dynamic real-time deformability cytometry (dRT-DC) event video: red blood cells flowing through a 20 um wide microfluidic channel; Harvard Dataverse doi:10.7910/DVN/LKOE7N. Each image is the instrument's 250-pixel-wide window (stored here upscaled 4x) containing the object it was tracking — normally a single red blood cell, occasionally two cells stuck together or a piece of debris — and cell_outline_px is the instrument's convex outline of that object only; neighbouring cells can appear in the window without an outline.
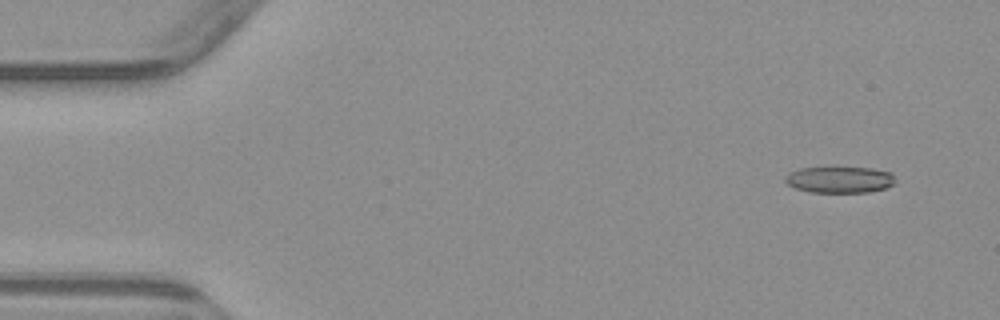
{"species": "common noctule bat (a hibernating species)", "species_latin": "Nyctalus noctula", "temperature_condition": "warm", "stored_images_in_passage": 4, "camera_frame_rate_fps": 3000, "um_per_image_px": 0.085, "animal": {"sex": "male", "body_mass_g": 23.1, "forearm_length_mm": 52.7}, "frame": {"image": 1, "passage_image": 1, "time_ms": 0.0, "image_size_px": [1000, 320], "cell_outline_px": [[896, 184], [884, 188], [868, 192], [812, 192], [796, 188], [788, 184], [784, 180], [784, 176], [788, 172], [800, 168], [824, 164], [872, 168], [892, 172], [896, 180]], "centroid_in_image_um": [71.35, 15.2], "position_along_channel_um": 13.6, "area_um2": 17.98}}
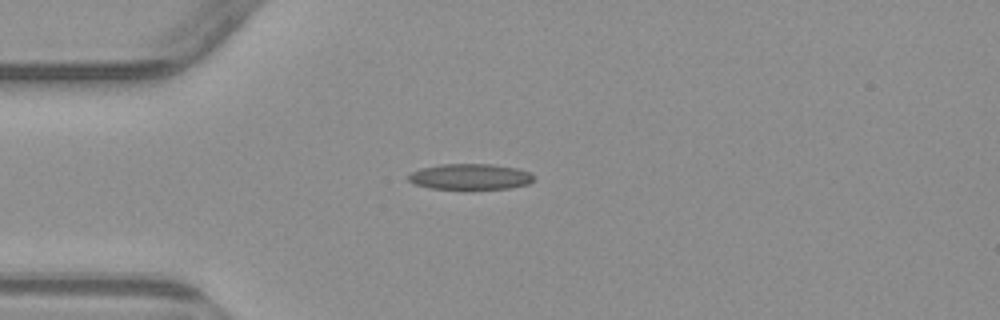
{"frame": {"image": 2, "passage_image": 4, "time_ms": 3.333, "image_size_px": [1000, 320], "cell_outline_px": [[536, 176], [528, 184], [508, 188], [428, 188], [416, 184], [408, 180], [408, 176], [412, 172], [420, 168], [440, 164], [492, 164], [516, 168], [528, 172]], "centroid_in_image_um": [39.96, 15.0], "position_along_channel_um": 45.0, "area_um2": 18.55}}